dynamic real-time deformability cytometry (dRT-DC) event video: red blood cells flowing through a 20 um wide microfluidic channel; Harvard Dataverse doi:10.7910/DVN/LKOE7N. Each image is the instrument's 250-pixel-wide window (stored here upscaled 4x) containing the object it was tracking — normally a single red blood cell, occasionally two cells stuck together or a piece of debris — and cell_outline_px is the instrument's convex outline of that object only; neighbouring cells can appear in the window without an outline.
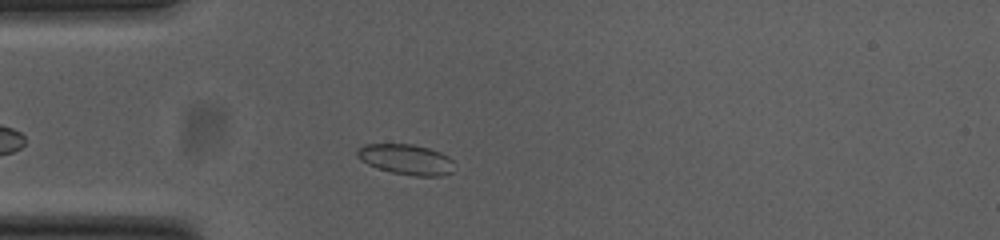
{"species": "common noctule bat (a hibernating species)", "species_latin": "Nyctalus noctula", "temperature_condition": "cold", "stored_images_in_passage": 42, "camera_frame_rate_fps": 3000, "um_per_image_px": 0.085, "animal": {"sex": "female", "body_mass_g": 23.0, "forearm_length_mm": 53.4}, "frame": {"image": 1, "passage_image": 6, "time_ms": 1.667, "image_size_px": [1000, 240], "cell_outline_px": [[452, 172], [440, 176], [412, 176], [392, 172], [376, 168], [360, 160], [356, 156], [356, 148], [364, 144], [412, 144], [428, 148], [440, 152], [448, 156], [452, 160]], "centroid_in_image_um": [34.47, 13.55], "position_along_channel_um": 50.5, "area_um2": 17.28}}
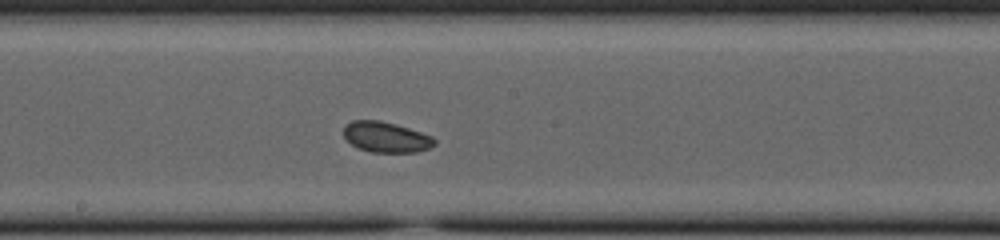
{"frame": {"image": 2, "passage_image": 20, "time_ms": 6.333, "image_size_px": [1000, 240], "cell_outline_px": [[436, 144], [428, 148], [416, 152], [372, 152], [360, 148], [352, 144], [344, 136], [344, 128], [352, 120], [380, 120], [396, 124], [432, 136], [436, 140]], "centroid_in_image_um": [32.83, 11.65], "position_along_channel_um": 215.4, "area_um2": 15.95}}
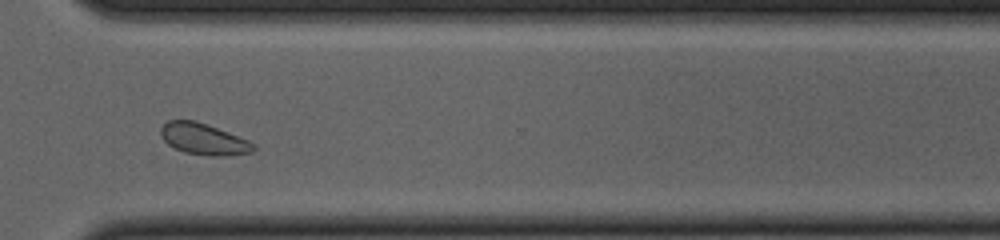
{"frame": {"image": 3, "passage_image": 31, "time_ms": 10.0, "image_size_px": [1000, 240], "cell_outline_px": [[256, 148], [252, 152], [224, 156], [208, 156], [184, 152], [168, 144], [160, 136], [160, 128], [168, 120], [196, 120], [248, 140], [256, 144]], "centroid_in_image_um": [17.3, 11.82], "position_along_channel_um": 353.3, "area_um2": 16.94}, "authors_computed_cell_mechanics": {"area_um2": 16.6175, "velocity_mm_per_s": 3.7575, "shape_relaxation_time_tau1_ms": null, "shape_relaxation_time_tau2_ms": 10.3821, "deformation_change_tau1": null, "deformation_change_tau2": 0.1058}}